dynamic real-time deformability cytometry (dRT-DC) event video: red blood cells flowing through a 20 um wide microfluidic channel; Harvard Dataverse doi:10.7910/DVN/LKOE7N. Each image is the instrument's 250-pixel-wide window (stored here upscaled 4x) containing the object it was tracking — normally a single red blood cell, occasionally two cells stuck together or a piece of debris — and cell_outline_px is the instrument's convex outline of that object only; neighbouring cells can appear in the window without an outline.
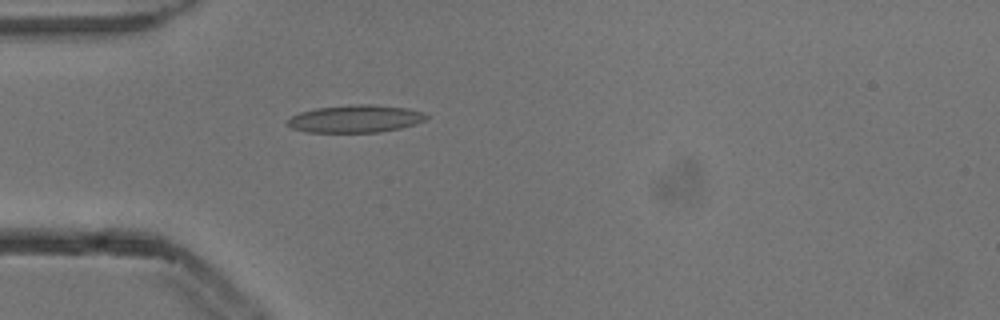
{"species": "common noctule bat (a hibernating species)", "species_latin": "Nyctalus noctula", "temperature_condition": "cold", "stored_images_in_passage": 1, "camera_frame_rate_fps": 3000, "um_per_image_px": 0.085, "animal": {"sex": "male", "body_mass_g": 13.3}, "frame": {"image": 1, "passage_image": 1, "time_ms": 0.0, "image_size_px": [1000, 320], "cell_outline_px": [[428, 116], [424, 120], [416, 124], [400, 128], [380, 132], [308, 132], [292, 128], [288, 124], [288, 120], [292, 116], [300, 112], [316, 108], [356, 104], [372, 104], [408, 108], [424, 112]], "centroid_in_image_um": [30.25, 10.09], "position_along_channel_um": 54.8, "area_um2": 22.2}}